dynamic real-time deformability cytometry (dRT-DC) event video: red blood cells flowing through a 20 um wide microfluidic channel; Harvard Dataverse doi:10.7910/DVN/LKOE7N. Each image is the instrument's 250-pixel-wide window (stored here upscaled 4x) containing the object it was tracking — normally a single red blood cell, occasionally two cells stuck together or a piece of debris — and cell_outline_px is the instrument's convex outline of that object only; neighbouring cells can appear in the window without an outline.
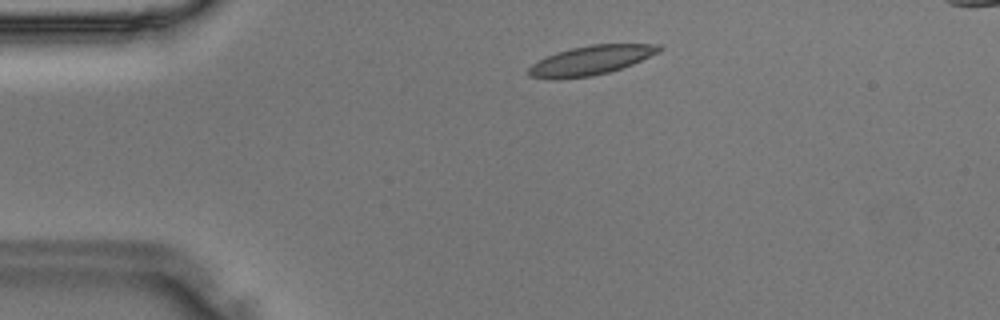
{"species": "Egyptian fruit bat (a non-hibernating species)", "species_latin": "Rousettus aegyptiacus", "temperature_condition": "room temperature", "stored_images_in_passage": 43, "camera_frame_rate_fps": 3000, "um_per_image_px": 0.085, "animal": {"sex": "male"}, "frame": {"image": 1, "passage_image": 5, "time_ms": 1.333, "image_size_px": [1000, 320], "cell_outline_px": [[664, 48], [660, 52], [632, 64], [608, 72], [592, 76], [556, 80], [552, 80], [528, 76], [528, 68], [532, 64], [556, 52], [572, 48], [592, 44], [660, 44]], "centroid_in_image_um": [50.22, 5.13], "position_along_channel_um": 34.8, "area_um2": 22.31}}
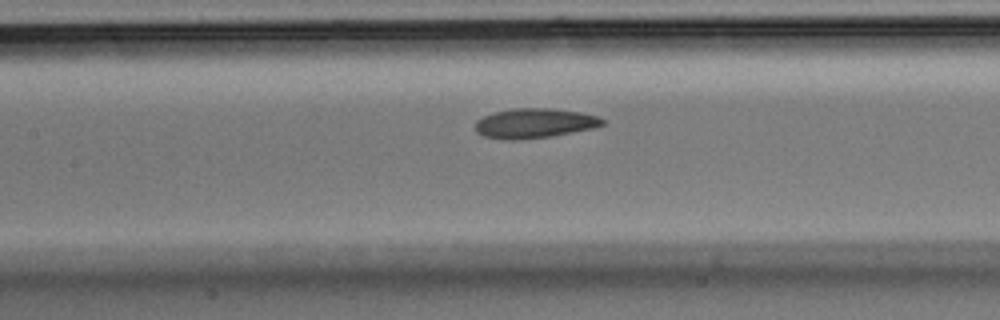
{"frame": {"image": 2, "passage_image": 17, "time_ms": 5.333, "image_size_px": [1000, 320], "cell_outline_px": [[604, 124], [592, 128], [552, 136], [520, 140], [504, 140], [484, 136], [476, 132], [476, 120], [492, 112], [512, 108], [552, 108], [580, 112], [596, 116], [604, 120]], "centroid_in_image_um": [45.38, 10.47], "position_along_channel_um": 162.0, "area_um2": 22.08}}
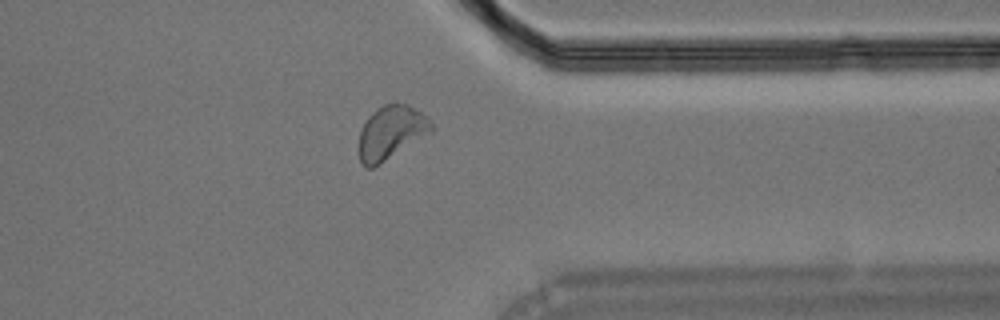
{"frame": {"image": 3, "passage_image": 33, "time_ms": 10.667, "image_size_px": [1000, 320], "cell_outline_px": [[436, 128], [432, 132], [372, 168], [364, 168], [360, 164], [360, 128], [368, 116], [376, 108], [392, 100], [408, 104], [428, 116]], "centroid_in_image_um": [33.26, 11.21], "position_along_channel_um": 378.1, "area_um2": 23.0}}